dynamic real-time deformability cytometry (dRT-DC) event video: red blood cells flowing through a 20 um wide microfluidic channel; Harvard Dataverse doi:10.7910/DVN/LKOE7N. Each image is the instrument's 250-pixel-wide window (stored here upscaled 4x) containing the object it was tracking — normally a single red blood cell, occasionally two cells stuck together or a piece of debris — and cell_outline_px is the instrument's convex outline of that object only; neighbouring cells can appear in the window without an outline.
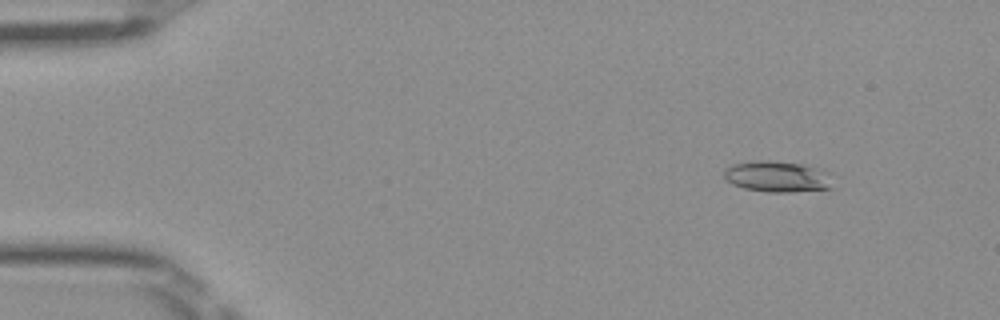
{"species": "Egyptian fruit bat (a non-hibernating species)", "species_latin": "Rousettus aegyptiacus", "temperature_condition": "room temperature", "stored_images_in_passage": 47, "camera_frame_rate_fps": 3000, "um_per_image_px": 0.085, "frame": {"image": 1, "passage_image": 2, "time_ms": 0.333, "image_size_px": [1000, 320], "cell_outline_px": [[840, 176], [832, 188], [792, 192], [768, 192], [744, 188], [732, 184], [724, 180], [724, 172], [732, 164], [756, 160], [768, 160], [804, 164], [832, 172]], "centroid_in_image_um": [66.22, 15.01], "position_along_channel_um": 18.8, "area_um2": 20.46}}
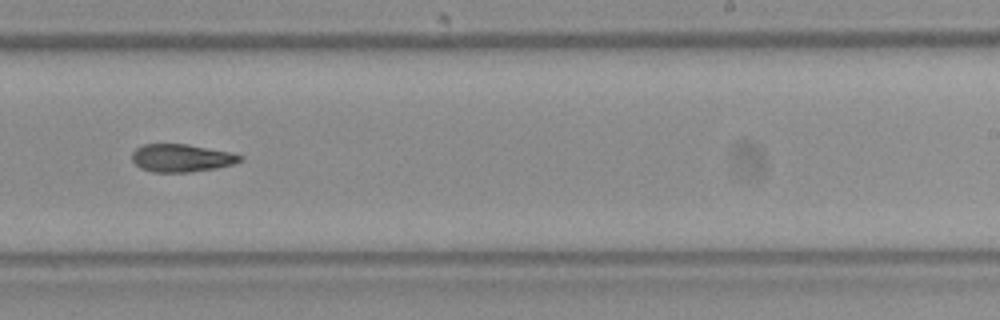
{"frame": {"image": 2, "passage_image": 28, "time_ms": 9.0, "image_size_px": [1000, 320], "cell_outline_px": [[244, 160], [232, 164], [216, 168], [192, 172], [152, 172], [140, 168], [132, 160], [132, 152], [136, 148], [144, 144], [188, 144], [232, 152], [244, 156]], "centroid_in_image_um": [15.45, 13.43], "position_along_channel_um": 273.5, "area_um2": 17.69}}
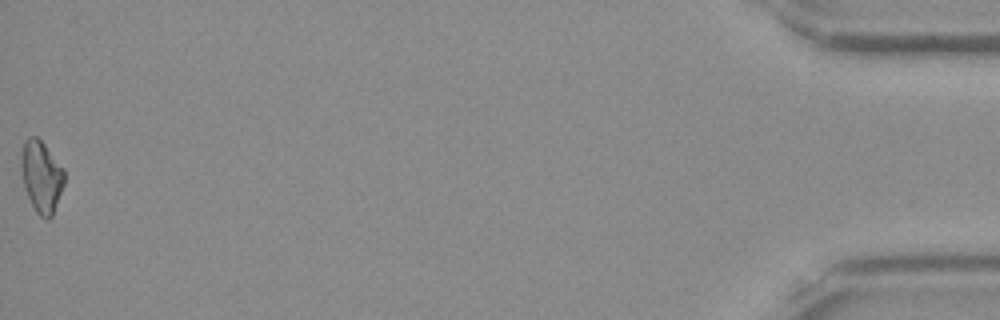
{"frame": {"image": 3, "passage_image": 47, "time_ms": 15.333, "image_size_px": [1000, 320], "cell_outline_px": [[64, 184], [52, 216], [48, 220], [40, 216], [36, 212], [28, 196], [24, 184], [20, 168], [20, 156], [24, 140], [28, 136], [36, 136], [44, 144], [64, 168]], "centroid_in_image_um": [3.51, 14.98], "position_along_channel_um": 431.7, "area_um2": 18.03}, "authors_computed_cell_mechanics": {"area_um2": 17.918, "velocity_mm_per_s": 4.0352, "shape_relaxation_time_tau1_ms": 7.6643, "shape_relaxation_time_tau2_ms": 7.6261, "deformation_change_tau1": 0.1856, "deformation_change_tau2": 0.172}}